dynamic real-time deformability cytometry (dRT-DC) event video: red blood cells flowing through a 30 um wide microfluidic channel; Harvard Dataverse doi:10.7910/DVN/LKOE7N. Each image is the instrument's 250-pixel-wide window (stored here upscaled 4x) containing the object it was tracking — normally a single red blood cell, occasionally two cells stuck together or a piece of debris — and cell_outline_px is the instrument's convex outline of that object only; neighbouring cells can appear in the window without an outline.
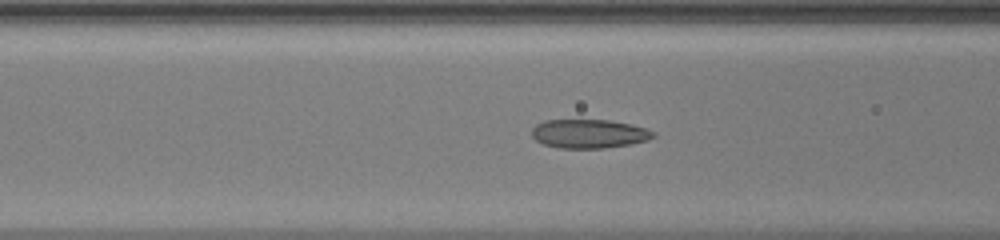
{"species": "common noctule bat (a hibernating species)", "species_latin": "Nyctalus noctula", "temperature_condition": "warm", "stored_images_in_passage": 51, "camera_frame_rate_fps": 3000, "um_per_image_px": 0.085, "animal": {"sex": "female", "body_mass_g": 20.0, "forearm_length_mm": 54.0}, "frame": {"image": 1, "passage_image": 22, "time_ms": 7.0, "image_size_px": [1000, 240], "cell_outline_px": [[656, 136], [648, 140], [632, 144], [604, 148], [560, 148], [544, 144], [536, 140], [532, 136], [532, 128], [536, 124], [544, 120], [608, 120], [632, 124], [648, 128], [656, 132]], "centroid_in_image_um": [50.12, 11.36], "position_along_channel_um": 116.5, "area_um2": 20.63}}
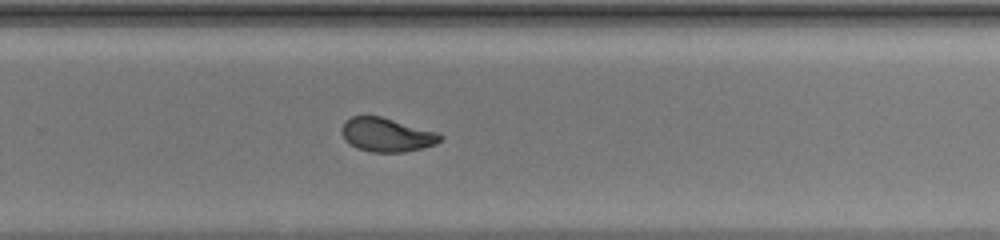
{"frame": {"image": 2, "passage_image": 35, "time_ms": 11.333, "image_size_px": [1000, 240], "cell_outline_px": [[444, 136], [436, 144], [404, 152], [372, 152], [356, 148], [344, 140], [340, 132], [340, 128], [344, 120], [352, 116], [380, 116], [436, 132]], "centroid_in_image_um": [32.8, 11.46], "position_along_channel_um": 297.0, "area_um2": 19.42}}
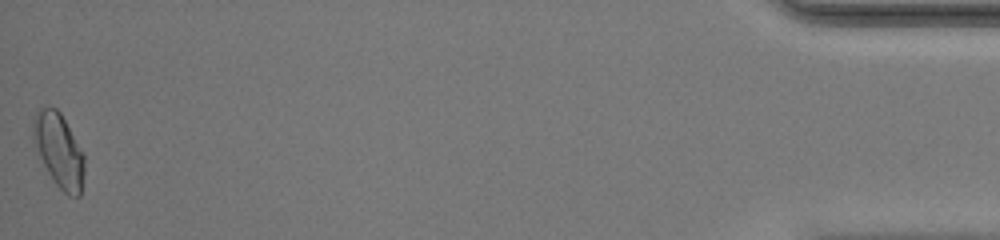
{"frame": {"image": 3, "passage_image": 51, "time_ms": 16.667, "image_size_px": [1000, 240], "cell_outline_px": [[84, 172], [80, 196], [68, 196], [56, 184], [48, 172], [36, 148], [32, 136], [32, 120], [36, 112], [40, 108], [56, 108], [60, 112], [84, 156]], "centroid_in_image_um": [4.99, 12.78], "position_along_channel_um": 430.2, "area_um2": 21.62}, "authors_computed_cell_mechanics": {"area_um2": 20.3456, "velocity_mm_per_s": 4.173, "shape_relaxation_time_tau1_ms": 4.5772, "shape_relaxation_time_tau2_ms": 0.8113, "deformation_change_tau1": 0.1573, "deformation_change_tau2": 0.0566}}